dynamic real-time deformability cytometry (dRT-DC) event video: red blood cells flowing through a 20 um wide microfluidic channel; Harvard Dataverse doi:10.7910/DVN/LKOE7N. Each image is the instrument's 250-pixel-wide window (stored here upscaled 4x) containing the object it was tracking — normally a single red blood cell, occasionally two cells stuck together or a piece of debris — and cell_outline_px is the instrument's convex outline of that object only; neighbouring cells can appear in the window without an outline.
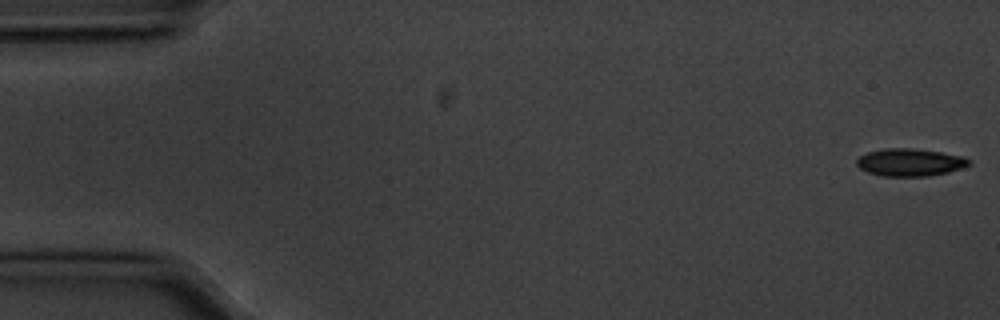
{"species": "common noctule bat (a hibernating species)", "species_latin": "Nyctalus noctula", "temperature_condition": "cold", "stored_images_in_passage": 6, "camera_frame_rate_fps": 3000, "um_per_image_px": 0.085, "animal": {"sex": "male", "body_mass_g": 20.1, "forearm_length_mm": 53.5}, "frame": {"image": 1, "passage_image": 1, "time_ms": 0.0, "image_size_px": [1000, 320], "cell_outline_px": [[972, 164], [948, 172], [928, 176], [880, 176], [868, 172], [860, 168], [856, 164], [856, 160], [860, 156], [868, 152], [884, 148], [912, 148], [940, 152], [964, 156], [972, 160]], "centroid_in_image_um": [77.36, 13.79], "position_along_channel_um": 7.6, "area_um2": 18.09}}